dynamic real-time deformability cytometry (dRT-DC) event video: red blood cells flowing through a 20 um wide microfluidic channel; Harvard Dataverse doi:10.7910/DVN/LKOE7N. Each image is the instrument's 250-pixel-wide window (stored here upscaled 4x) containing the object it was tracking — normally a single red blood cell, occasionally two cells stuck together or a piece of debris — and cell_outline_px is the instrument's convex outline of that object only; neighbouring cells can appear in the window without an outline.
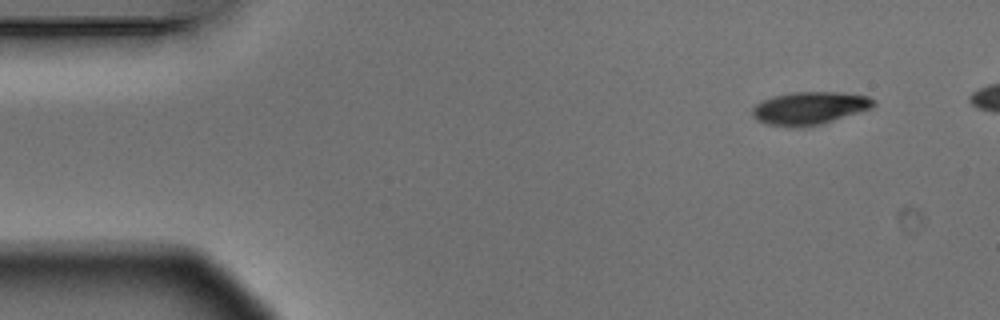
{"species": "Egyptian fruit bat (a non-hibernating species)", "species_latin": "Rousettus aegyptiacus", "temperature_condition": "warm", "stored_images_in_passage": 4, "camera_frame_rate_fps": 3000, "um_per_image_px": 0.085, "animal": {"sex": "male"}, "frame": {"image": 1, "passage_image": 1, "time_ms": 0.0, "image_size_px": [1000, 320], "cell_outline_px": [[876, 104], [872, 108], [820, 124], [804, 128], [796, 128], [768, 124], [756, 120], [752, 116], [752, 108], [756, 104], [772, 96], [792, 92], [840, 92], [868, 96], [876, 100]], "centroid_in_image_um": [68.81, 9.19], "position_along_channel_um": 16.2, "area_um2": 23.29}}